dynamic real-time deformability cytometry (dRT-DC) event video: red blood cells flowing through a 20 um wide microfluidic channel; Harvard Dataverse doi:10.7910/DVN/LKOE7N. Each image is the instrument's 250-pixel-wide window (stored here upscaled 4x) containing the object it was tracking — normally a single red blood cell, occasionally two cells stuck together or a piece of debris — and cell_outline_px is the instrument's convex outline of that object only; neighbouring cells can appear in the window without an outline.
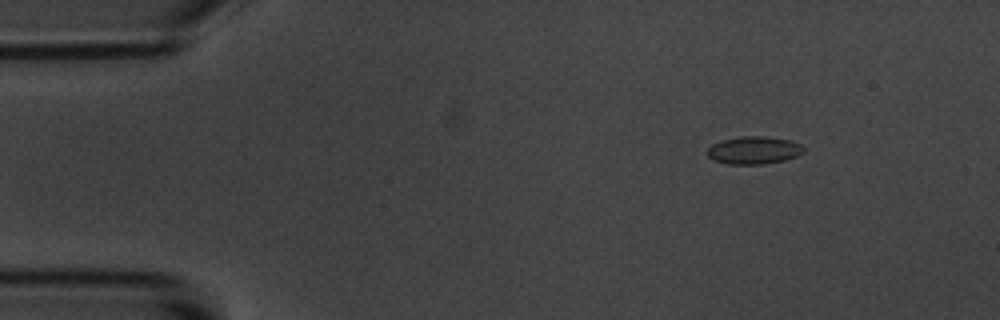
{"species": "common noctule bat (a hibernating species)", "species_latin": "Nyctalus noctula", "temperature_condition": "room temperature", "stored_images_in_passage": 5, "camera_frame_rate_fps": 3000, "um_per_image_px": 0.085, "animal": {"sex": "male", "body_mass_g": 20.1, "forearm_length_mm": 53.5}, "frame": {"image": 1, "passage_image": 2, "time_ms": 1.333, "image_size_px": [1000, 320], "cell_outline_px": [[804, 152], [796, 156], [784, 160], [764, 164], [728, 164], [712, 160], [708, 156], [708, 148], [712, 144], [720, 140], [740, 136], [764, 136], [792, 140], [800, 144], [804, 148]], "centroid_in_image_um": [64.07, 12.76], "position_along_channel_um": 20.9, "area_um2": 15.66}}
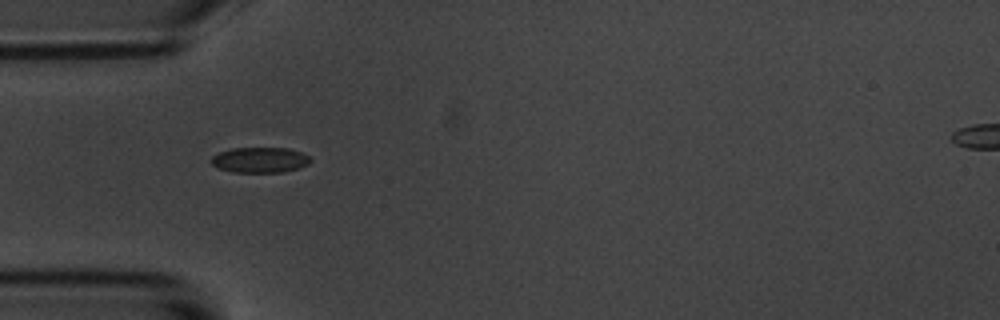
{"frame": {"image": 2, "passage_image": 5, "time_ms": 4.667, "image_size_px": [1000, 320], "cell_outline_px": [[312, 160], [308, 164], [300, 168], [284, 172], [232, 172], [216, 168], [212, 164], [212, 156], [220, 152], [232, 148], [288, 148], [300, 152], [308, 156]], "centroid_in_image_um": [22.1, 13.6], "position_along_channel_um": 62.9, "area_um2": 14.74}}